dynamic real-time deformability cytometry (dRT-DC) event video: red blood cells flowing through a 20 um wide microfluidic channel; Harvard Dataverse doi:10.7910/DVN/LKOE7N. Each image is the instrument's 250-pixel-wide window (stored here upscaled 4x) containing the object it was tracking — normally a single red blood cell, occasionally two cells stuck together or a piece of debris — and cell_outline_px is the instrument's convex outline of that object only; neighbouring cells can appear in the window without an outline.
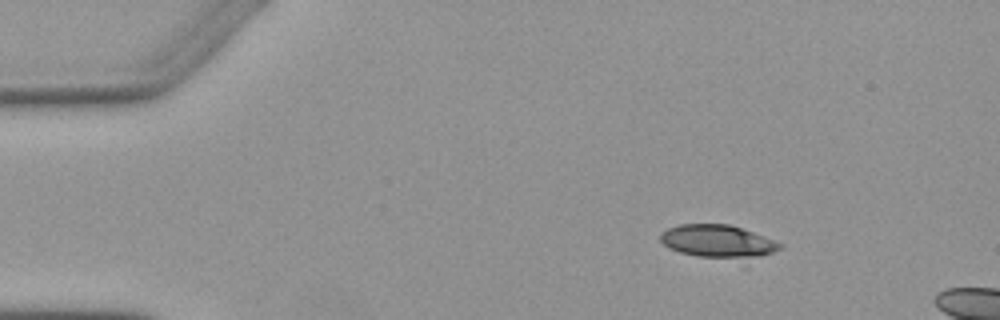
{"species": "Egyptian fruit bat (a non-hibernating species)", "species_latin": "Rousettus aegyptiacus", "temperature_condition": "warm", "stored_images_in_passage": 4, "segment_of_instrument_passage": [1, 2], "camera_frame_rate_fps": 3000, "um_per_image_px": 0.085, "animal": {"sex": "female"}, "frame": {"image": 1, "passage_image": 1, "time_ms": 0.0, "image_size_px": [1000, 320], "cell_outline_px": [[784, 244], [780, 248], [744, 268], [680, 252], [668, 248], [660, 240], [660, 232], [668, 228], [680, 224], [728, 224], [764, 236]], "centroid_in_image_um": [61.15, 20.67], "position_along_channel_um": 23.9, "area_um2": 25.14}}